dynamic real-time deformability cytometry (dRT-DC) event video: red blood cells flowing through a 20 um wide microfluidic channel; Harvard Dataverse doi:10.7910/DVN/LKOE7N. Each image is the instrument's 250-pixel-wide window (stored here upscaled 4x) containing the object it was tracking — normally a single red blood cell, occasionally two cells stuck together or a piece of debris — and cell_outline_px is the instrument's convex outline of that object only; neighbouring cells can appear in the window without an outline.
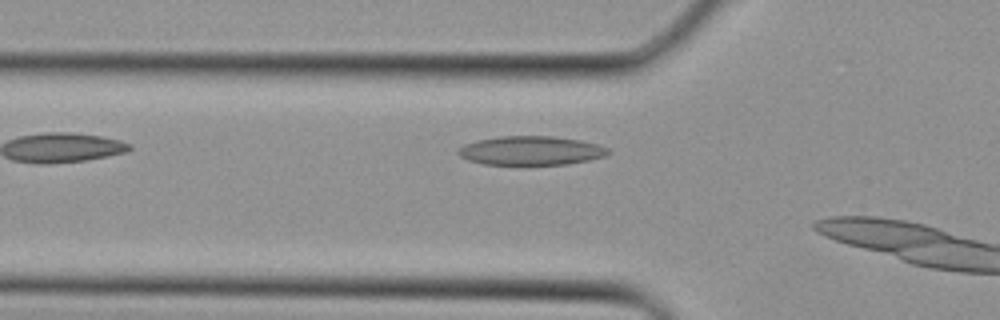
{"species": "Egyptian fruit bat (a non-hibernating species)", "species_latin": "Rousettus aegyptiacus", "temperature_condition": "cold", "stored_images_in_passage": 5, "camera_frame_rate_fps": 3000, "um_per_image_px": 0.085, "animal": {"sex": "female"}, "frame": {"image": 1, "passage_image": 5, "time_ms": 1.333, "image_size_px": [1000, 320], "cell_outline_px": [[612, 152], [604, 156], [588, 160], [568, 164], [524, 168], [484, 164], [468, 160], [460, 156], [456, 152], [456, 148], [464, 144], [476, 140], [496, 136], [552, 136], [580, 140], [596, 144], [608, 148]], "centroid_in_image_um": [45.06, 12.85], "position_along_channel_um": 80.7, "area_um2": 26.59}}